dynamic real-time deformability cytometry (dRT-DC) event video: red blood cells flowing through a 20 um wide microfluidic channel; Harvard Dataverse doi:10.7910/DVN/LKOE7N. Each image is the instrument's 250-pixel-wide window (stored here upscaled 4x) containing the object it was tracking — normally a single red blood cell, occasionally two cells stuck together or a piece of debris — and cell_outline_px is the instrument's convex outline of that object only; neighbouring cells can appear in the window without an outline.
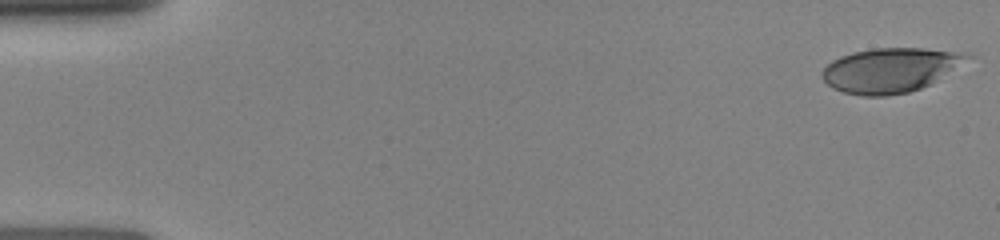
{"species": "human", "species_latin": "Homo sapiens", "temperature_condition": "room temperature", "stored_images_in_passage": 16, "camera_frame_rate_fps": 3000, "um_per_image_px": 0.085, "donor": {"sex": "female"}, "frame": {"image": 1, "passage_image": 1, "time_ms": 0.0, "image_size_px": [1000, 240], "cell_outline_px": [[972, 56], [928, 84], [920, 88], [908, 92], [888, 96], [860, 96], [844, 92], [832, 88], [820, 76], [820, 72], [832, 60], [840, 56], [852, 52], [872, 48], [924, 48], [968, 52]], "centroid_in_image_um": [75.6, 5.95], "position_along_channel_um": 9.4, "area_um2": 37.34}}
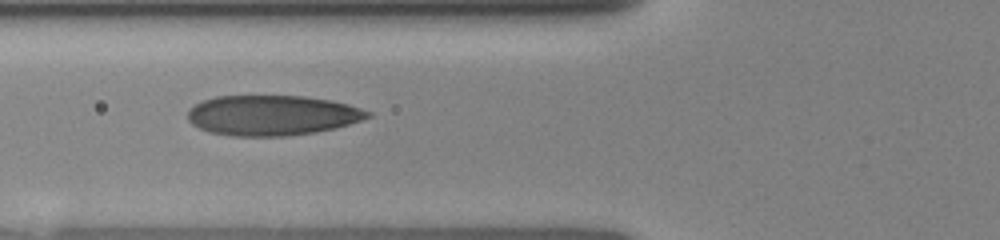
{"frame": {"image": 2, "passage_image": 12, "time_ms": 5.667, "image_size_px": [1000, 240], "cell_outline_px": [[372, 116], [348, 124], [332, 128], [312, 132], [288, 136], [232, 136], [208, 132], [192, 124], [188, 120], [188, 108], [204, 100], [216, 96], [304, 96], [332, 100], [348, 104], [372, 112]], "centroid_in_image_um": [23.11, 9.8], "position_along_channel_um": 102.7, "area_um2": 42.08}}
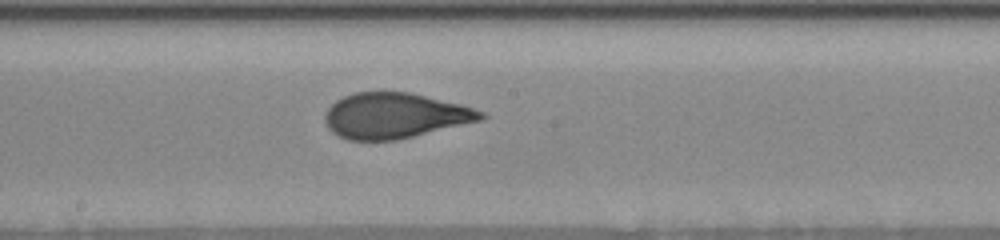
{"frame": {"image": 3, "passage_image": 16, "time_ms": 8.333, "image_size_px": [1000, 240], "cell_outline_px": [[488, 116], [480, 120], [396, 140], [348, 140], [332, 132], [328, 128], [324, 120], [324, 116], [328, 108], [336, 100], [344, 96], [356, 92], [408, 92], [460, 104], [484, 112]], "centroid_in_image_um": [33.52, 9.83], "position_along_channel_um": 214.7, "area_um2": 40.86}}